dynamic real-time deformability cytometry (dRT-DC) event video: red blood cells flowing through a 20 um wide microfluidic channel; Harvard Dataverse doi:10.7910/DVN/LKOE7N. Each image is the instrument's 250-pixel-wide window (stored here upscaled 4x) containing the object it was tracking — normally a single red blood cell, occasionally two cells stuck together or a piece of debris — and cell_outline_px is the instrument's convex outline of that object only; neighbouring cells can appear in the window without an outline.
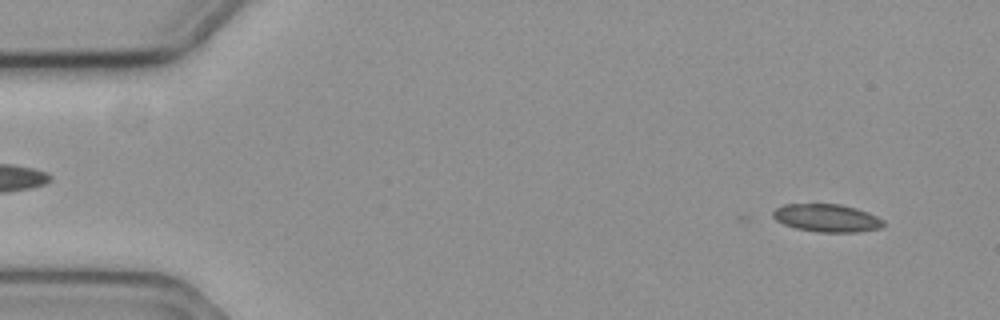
{"species": "common noctule bat (a hibernating species)", "species_latin": "Nyctalus noctula", "temperature_condition": "cold", "stored_images_in_passage": 10, "camera_frame_rate_fps": 3000, "um_per_image_px": 0.085, "animal": {"sex": "female", "body_mass_g": 19.3, "forearm_length_mm": 54.1}, "frame": {"image": 1, "passage_image": 2, "time_ms": 0.333, "image_size_px": [1000, 320], "cell_outline_px": [[884, 224], [880, 228], [856, 232], [816, 232], [796, 228], [784, 224], [776, 220], [772, 216], [772, 212], [776, 208], [784, 204], [840, 204], [856, 208], [876, 216], [884, 220]], "centroid_in_image_um": [70.26, 18.53], "position_along_channel_um": 14.7, "area_um2": 17.86}}